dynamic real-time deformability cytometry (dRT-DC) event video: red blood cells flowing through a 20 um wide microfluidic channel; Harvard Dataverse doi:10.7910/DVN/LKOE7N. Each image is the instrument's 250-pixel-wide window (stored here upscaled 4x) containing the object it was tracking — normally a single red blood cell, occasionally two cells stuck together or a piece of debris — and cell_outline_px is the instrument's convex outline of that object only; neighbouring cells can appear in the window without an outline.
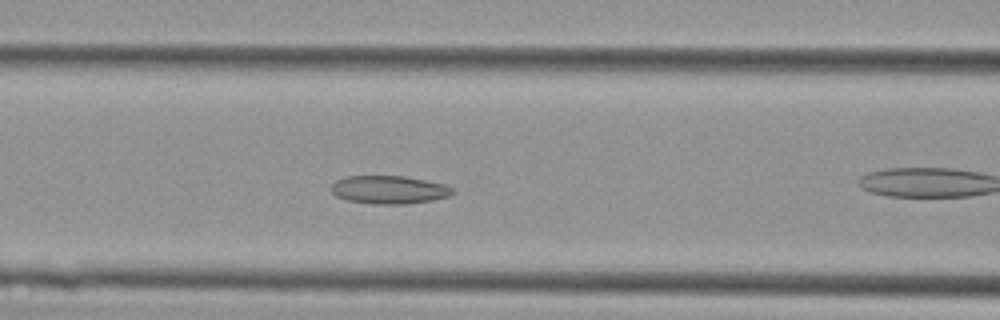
{"species": "Egyptian fruit bat (a non-hibernating species)", "species_latin": "Rousettus aegyptiacus", "temperature_condition": "cold", "stored_images_in_passage": 31, "camera_frame_rate_fps": 3000, "um_per_image_px": 0.085, "animal": {"sex": "female"}, "frame": {"image": 1, "passage_image": 5, "time_ms": 1.333, "image_size_px": [1000, 320], "cell_outline_px": [[456, 192], [448, 196], [432, 200], [404, 204], [372, 204], [348, 200], [336, 196], [332, 192], [332, 184], [336, 180], [344, 176], [404, 176], [444, 184], [456, 188]], "centroid_in_image_um": [33.09, 16.12], "position_along_channel_um": 133.5, "area_um2": 19.94}}
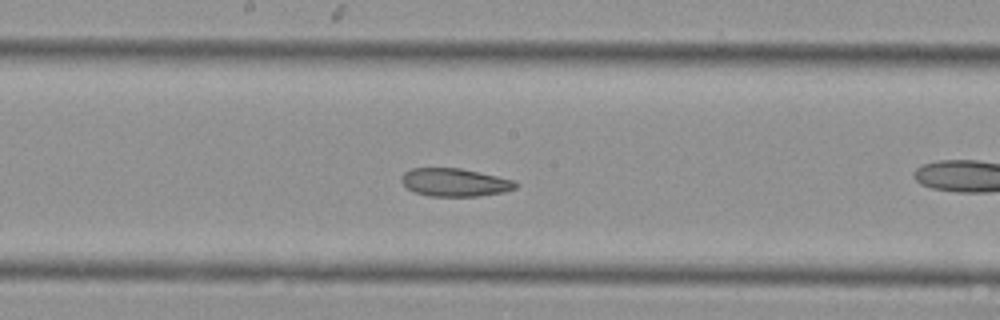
{"frame": {"image": 2, "passage_image": 10, "time_ms": 3.0, "image_size_px": [1000, 320], "cell_outline_px": [[516, 188], [504, 192], [480, 196], [428, 196], [416, 192], [408, 188], [400, 180], [404, 172], [412, 168], [460, 168], [516, 180]], "centroid_in_image_um": [38.67, 15.5], "position_along_channel_um": 209.5, "area_um2": 18.61}}